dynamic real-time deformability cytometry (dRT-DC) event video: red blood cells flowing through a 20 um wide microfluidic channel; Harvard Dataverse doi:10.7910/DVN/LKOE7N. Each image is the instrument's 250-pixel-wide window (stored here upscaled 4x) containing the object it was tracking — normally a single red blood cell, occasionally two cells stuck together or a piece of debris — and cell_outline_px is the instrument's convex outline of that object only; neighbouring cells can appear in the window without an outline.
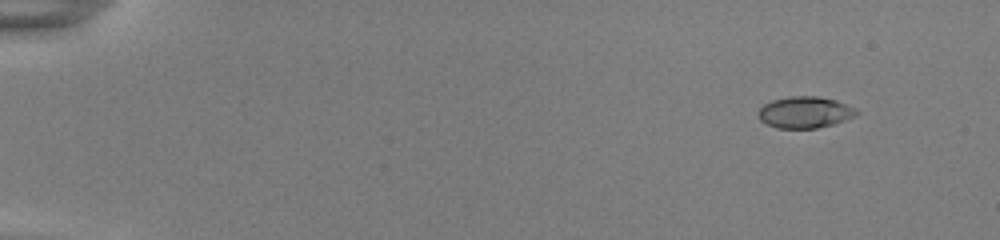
{"species": "common noctule bat (a hibernating species)", "species_latin": "Nyctalus noctula", "temperature_condition": "room temperature", "stored_images_in_passage": 50, "camera_frame_rate_fps": 3000, "um_per_image_px": 0.085, "animal": {"sex": "female", "body_mass_g": 22.0, "forearm_length_mm": 56.7}, "frame": {"image": 1, "passage_image": 1, "time_ms": 0.0, "image_size_px": [1000, 240], "cell_outline_px": [[860, 112], [856, 116], [832, 124], [816, 128], [776, 128], [760, 120], [760, 108], [764, 104], [772, 100], [792, 96], [816, 96], [836, 100], [856, 108]], "centroid_in_image_um": [68.45, 9.54], "position_along_channel_um": 16.5, "area_um2": 17.86}}
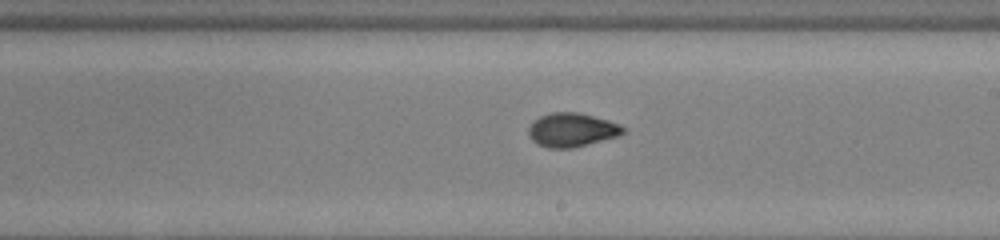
{"frame": {"image": 2, "passage_image": 29, "time_ms": 9.333, "image_size_px": [1000, 240], "cell_outline_px": [[628, 128], [624, 132], [616, 136], [572, 148], [548, 148], [536, 144], [528, 136], [528, 128], [532, 120], [540, 116], [552, 112], [580, 112], [608, 120], [620, 124]], "centroid_in_image_um": [48.57, 11.03], "position_along_channel_um": 240.4, "area_um2": 18.79}}
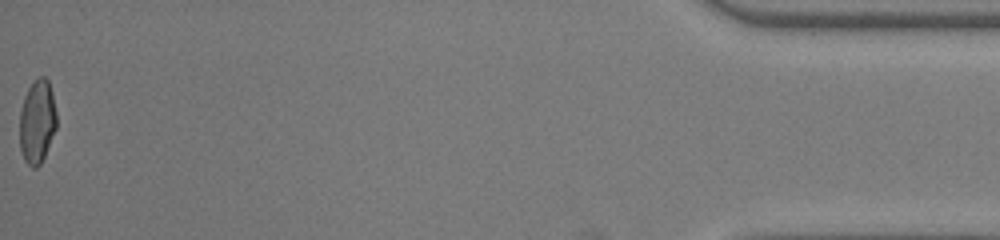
{"frame": {"image": 3, "passage_image": 50, "time_ms": 16.333, "image_size_px": [1000, 240], "cell_outline_px": [[56, 128], [44, 156], [40, 164], [36, 168], [32, 168], [24, 160], [20, 148], [20, 112], [24, 96], [28, 88], [40, 76], [44, 76], [48, 80], [52, 92], [56, 112]], "centroid_in_image_um": [3.15, 10.34], "position_along_channel_um": 432.0, "area_um2": 17.86}, "authors_computed_cell_mechanics": {"area_um2": 18.0914, "velocity_mm_per_s": 3.8847, "shape_relaxation_time_tau1_ms": 6.049, "shape_relaxation_time_tau2_ms": 0.8946, "deformation_change_tau1": 0.2172, "deformation_change_tau2": 0.0502}}